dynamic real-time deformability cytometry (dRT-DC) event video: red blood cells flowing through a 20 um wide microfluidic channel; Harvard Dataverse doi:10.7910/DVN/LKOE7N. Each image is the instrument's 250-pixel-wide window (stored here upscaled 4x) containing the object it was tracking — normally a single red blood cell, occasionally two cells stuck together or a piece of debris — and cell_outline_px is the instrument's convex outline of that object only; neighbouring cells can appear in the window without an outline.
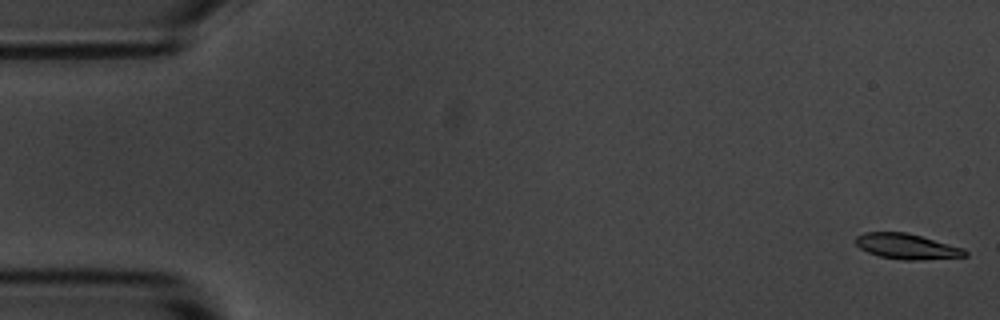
{"species": "common noctule bat (a hibernating species)", "species_latin": "Nyctalus noctula", "temperature_condition": "room temperature", "stored_images_in_passage": 55, "camera_frame_rate_fps": 3000, "um_per_image_px": 0.085, "animal": {"sex": "male", "body_mass_g": 20.1, "forearm_length_mm": 53.5}, "frame": {"image": 1, "passage_image": 1, "time_ms": 0.0, "image_size_px": [1000, 320], "cell_outline_px": [[968, 256], [920, 260], [904, 260], [880, 256], [868, 252], [860, 248], [856, 244], [856, 236], [864, 232], [904, 232], [920, 236], [964, 248], [968, 252]], "centroid_in_image_um": [77.09, 20.95], "position_along_channel_um": 7.9, "area_um2": 16.07}}
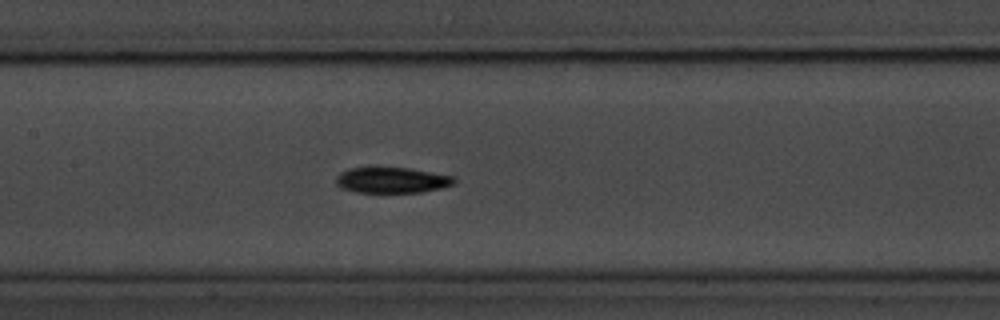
{"frame": {"image": 2, "passage_image": 26, "time_ms": 8.333, "image_size_px": [1000, 320], "cell_outline_px": [[456, 184], [440, 188], [420, 192], [356, 192], [340, 188], [336, 184], [336, 176], [340, 172], [348, 168], [376, 164], [408, 168], [452, 176], [456, 180]], "centroid_in_image_um": [33.22, 15.26], "position_along_channel_um": 174.2, "area_um2": 18.44}}
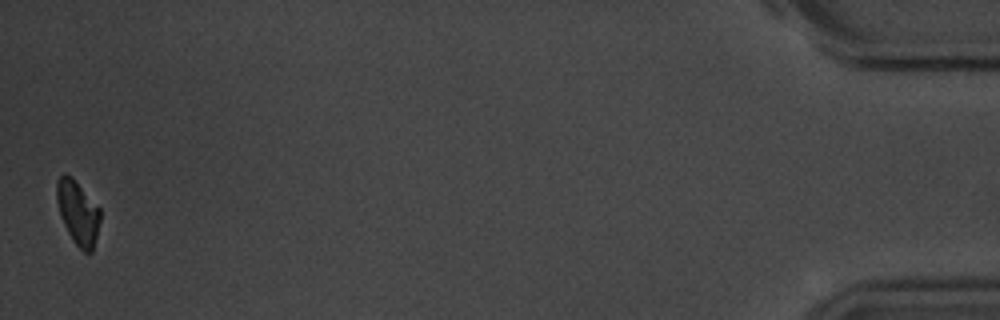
{"frame": {"image": 3, "passage_image": 55, "time_ms": 18.0, "image_size_px": [1000, 320], "cell_outline_px": [[100, 220], [92, 252], [84, 252], [72, 240], [60, 216], [56, 200], [56, 180], [64, 172], [72, 176], [100, 208]], "centroid_in_image_um": [6.6, 18.03], "position_along_channel_um": 428.6, "area_um2": 16.24}, "authors_computed_cell_mechanics": {"area_um2": 17.629, "velocity_mm_per_s": 3.6056, "shape_relaxation_time_tau1_ms": 2.3354, "shape_relaxation_time_tau2_ms": null, "deformation_change_tau1": 0.1003, "deformation_change_tau2": null}}